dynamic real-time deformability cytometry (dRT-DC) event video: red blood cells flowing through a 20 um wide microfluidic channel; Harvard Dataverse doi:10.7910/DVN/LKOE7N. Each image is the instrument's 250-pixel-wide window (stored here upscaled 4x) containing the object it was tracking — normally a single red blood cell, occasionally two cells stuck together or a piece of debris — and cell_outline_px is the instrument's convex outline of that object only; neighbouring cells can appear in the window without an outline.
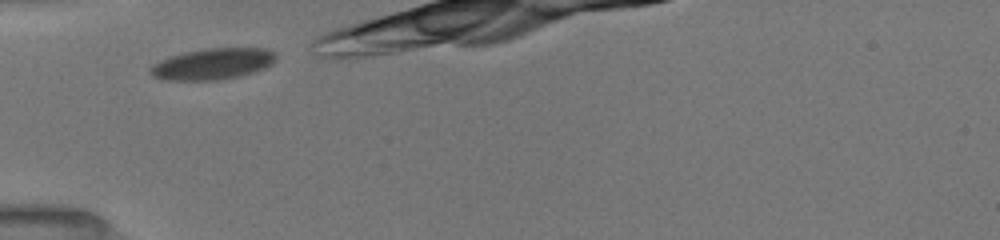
{"species": "common noctule bat (a hibernating species)", "species_latin": "Nyctalus noctula", "temperature_condition": "room temperature", "stored_images_in_passage": 14, "camera_frame_rate_fps": 3000, "um_per_image_px": 0.085, "animal": {"sex": "female", "body_mass_g": 19.5, "forearm_length_mm": 54.1}, "frame": {"image": 1, "passage_image": 1, "time_ms": 0.0, "image_size_px": [1000, 240], "cell_outline_px": [[276, 60], [272, 64], [264, 68], [240, 76], [216, 80], [160, 80], [152, 76], [148, 72], [148, 68], [152, 64], [160, 60], [184, 52], [208, 48], [268, 48], [276, 52]], "centroid_in_image_um": [18.06, 5.43], "position_along_channel_um": 66.9, "area_um2": 23.06}}
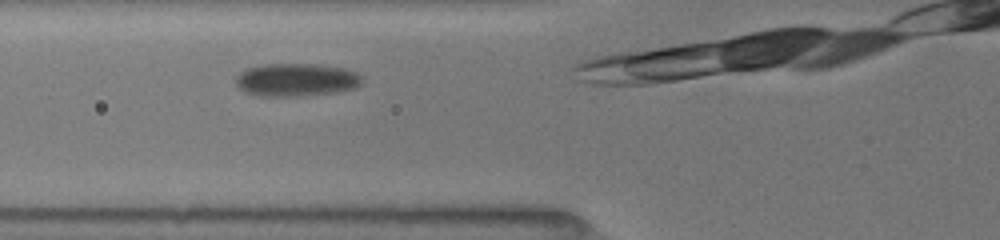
{"frame": {"image": 2, "passage_image": 7, "time_ms": 1.0, "image_size_px": [1000, 240], "cell_outline_px": [[364, 80], [360, 84], [352, 88], [336, 92], [300, 96], [260, 96], [244, 92], [236, 84], [236, 76], [240, 72], [248, 68], [268, 64], [312, 64], [344, 68], [356, 72]], "centroid_in_image_um": [25.17, 6.79], "position_along_channel_um": 100.6, "area_um2": 24.1}}